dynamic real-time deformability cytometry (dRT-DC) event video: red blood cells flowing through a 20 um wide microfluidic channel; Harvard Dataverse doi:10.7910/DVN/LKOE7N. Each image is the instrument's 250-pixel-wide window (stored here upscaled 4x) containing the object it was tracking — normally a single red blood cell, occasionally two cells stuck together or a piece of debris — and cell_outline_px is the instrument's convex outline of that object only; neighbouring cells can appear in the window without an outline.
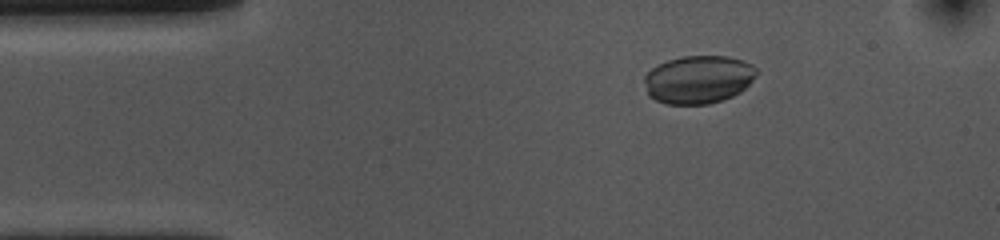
{"species": "common noctule bat (a hibernating species)", "species_latin": "Nyctalus noctula", "temperature_condition": "cold", "stored_images_in_passage": 54, "camera_frame_rate_fps": 3000, "um_per_image_px": 0.085, "animal": {"sex": "female", "body_mass_g": 10.0, "forearm_length_mm": 53.1}, "frame": {"image": 1, "passage_image": 8, "time_ms": 2.333, "image_size_px": [1000, 240], "cell_outline_px": [[756, 76], [740, 92], [724, 100], [708, 104], [668, 104], [656, 100], [648, 96], [644, 80], [644, 76], [656, 64], [668, 60], [684, 56], [728, 56], [744, 60], [752, 64], [756, 68]], "centroid_in_image_um": [59.36, 6.75], "position_along_channel_um": 25.6, "area_um2": 31.56}}
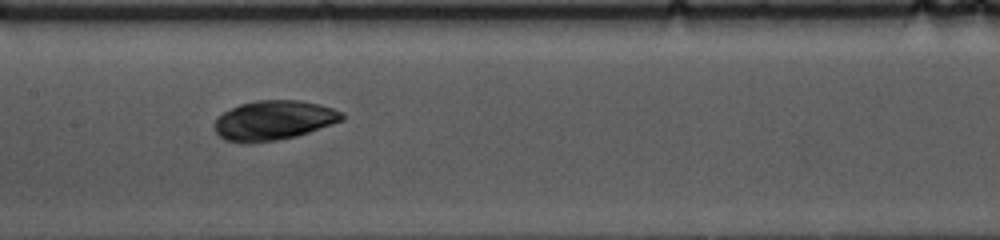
{"frame": {"image": 2, "passage_image": 25, "time_ms": 8.0, "image_size_px": [1000, 240], "cell_outline_px": [[344, 120], [296, 136], [276, 140], [248, 144], [244, 144], [224, 140], [216, 132], [216, 120], [224, 112], [240, 104], [256, 100], [296, 100], [320, 104], [344, 112]], "centroid_in_image_um": [23.28, 10.23], "position_along_channel_um": 184.1, "area_um2": 29.3}}
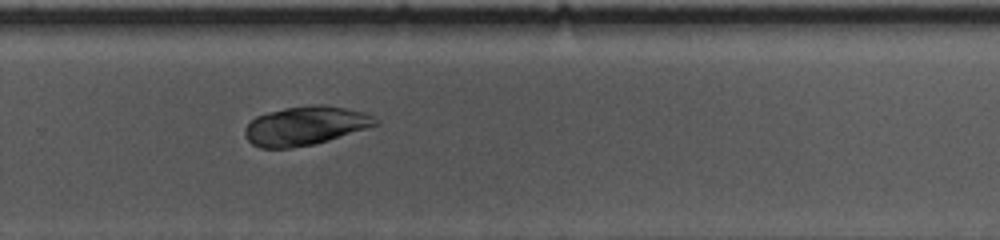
{"frame": {"image": 3, "passage_image": 35, "time_ms": 11.333, "image_size_px": [1000, 240], "cell_outline_px": [[380, 124], [328, 140], [312, 144], [288, 148], [260, 148], [252, 144], [244, 136], [244, 128], [256, 116], [268, 112], [284, 108], [312, 104], [324, 104], [364, 112], [380, 120]], "centroid_in_image_um": [25.94, 10.68], "position_along_channel_um": 303.9, "area_um2": 29.54}}